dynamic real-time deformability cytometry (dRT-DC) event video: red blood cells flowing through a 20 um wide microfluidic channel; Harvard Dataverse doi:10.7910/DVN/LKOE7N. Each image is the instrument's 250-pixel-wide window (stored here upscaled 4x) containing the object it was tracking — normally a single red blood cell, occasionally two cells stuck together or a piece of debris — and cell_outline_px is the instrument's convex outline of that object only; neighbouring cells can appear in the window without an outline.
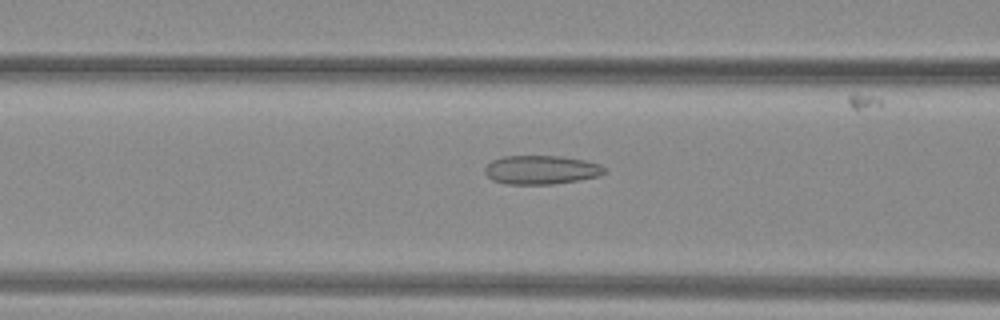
{"species": "common noctule bat (a hibernating species)", "species_latin": "Nyctalus noctula", "temperature_condition": "warm", "stored_images_in_passage": 17, "camera_frame_rate_fps": 3000, "um_per_image_px": 0.085, "animal": {"sex": "female", "body_mass_g": 29.2, "forearm_length_mm": 56.3}, "frame": {"image": 1, "passage_image": 15, "time_ms": 4.667, "image_size_px": [1000, 320], "cell_outline_px": [[608, 172], [600, 176], [580, 180], [552, 184], [508, 184], [492, 180], [484, 172], [484, 168], [492, 160], [504, 156], [560, 156], [584, 160], [600, 164]], "centroid_in_image_um": [46.02, 14.44], "position_along_channel_um": 120.6, "area_um2": 20.17}}